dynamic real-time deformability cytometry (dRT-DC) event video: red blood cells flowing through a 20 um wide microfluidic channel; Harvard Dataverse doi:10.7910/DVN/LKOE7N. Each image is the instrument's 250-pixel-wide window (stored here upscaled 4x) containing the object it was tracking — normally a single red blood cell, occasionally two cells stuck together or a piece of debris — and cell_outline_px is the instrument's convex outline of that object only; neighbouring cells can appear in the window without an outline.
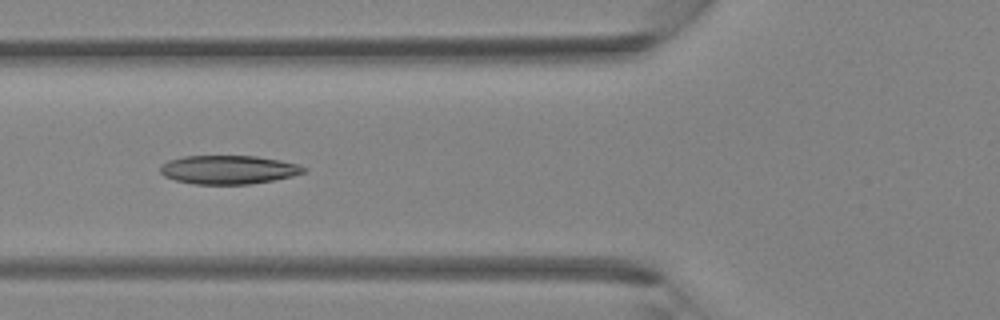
{"species": "Egyptian fruit bat (a non-hibernating species)", "species_latin": "Rousettus aegyptiacus", "temperature_condition": "room temperature", "stored_images_in_passage": 40, "camera_frame_rate_fps": 3000, "um_per_image_px": 0.085, "animal": {"sex": "female"}, "frame": {"image": 1, "passage_image": 15, "time_ms": 4.667, "image_size_px": [1000, 320], "cell_outline_px": [[308, 168], [304, 172], [292, 176], [272, 180], [248, 184], [192, 184], [176, 180], [164, 176], [160, 172], [160, 164], [168, 160], [184, 156], [256, 156], [280, 160], [296, 164]], "centroid_in_image_um": [19.38, 14.42], "position_along_channel_um": 106.4, "area_um2": 23.93}}
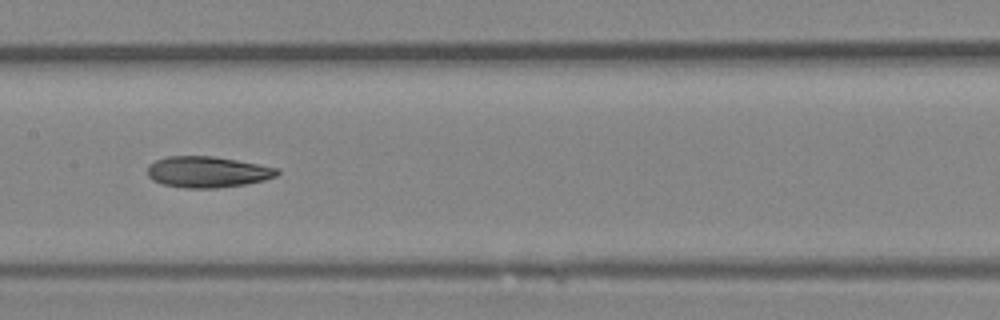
{"frame": {"image": 2, "passage_image": 20, "time_ms": 6.333, "image_size_px": [1000, 320], "cell_outline_px": [[280, 172], [276, 176], [264, 180], [244, 184], [216, 188], [184, 188], [164, 184], [152, 180], [148, 176], [148, 164], [156, 160], [168, 156], [212, 156], [236, 160], [276, 168]], "centroid_in_image_um": [17.6, 14.61], "position_along_channel_um": 189.8, "area_um2": 23.29}}
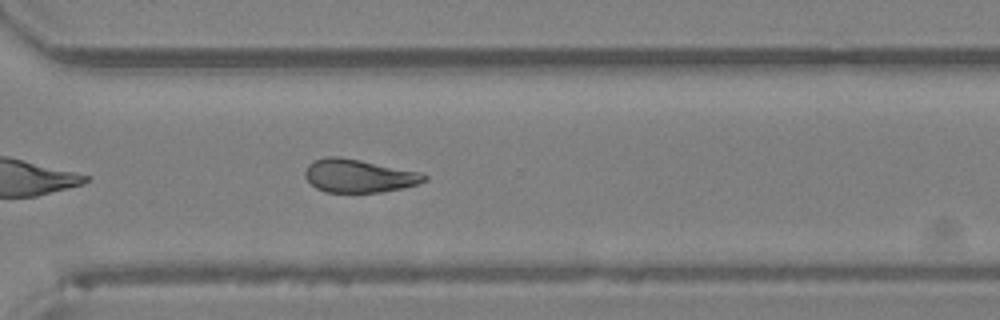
{"frame": {"image": 3, "passage_image": 29, "time_ms": 9.333, "image_size_px": [1000, 320], "cell_outline_px": [[428, 176], [420, 184], [380, 192], [324, 192], [316, 188], [304, 176], [304, 172], [308, 164], [312, 160], [324, 156], [340, 156], [424, 172]], "centroid_in_image_um": [30.49, 14.93], "position_along_channel_um": 340.1, "area_um2": 23.35}}